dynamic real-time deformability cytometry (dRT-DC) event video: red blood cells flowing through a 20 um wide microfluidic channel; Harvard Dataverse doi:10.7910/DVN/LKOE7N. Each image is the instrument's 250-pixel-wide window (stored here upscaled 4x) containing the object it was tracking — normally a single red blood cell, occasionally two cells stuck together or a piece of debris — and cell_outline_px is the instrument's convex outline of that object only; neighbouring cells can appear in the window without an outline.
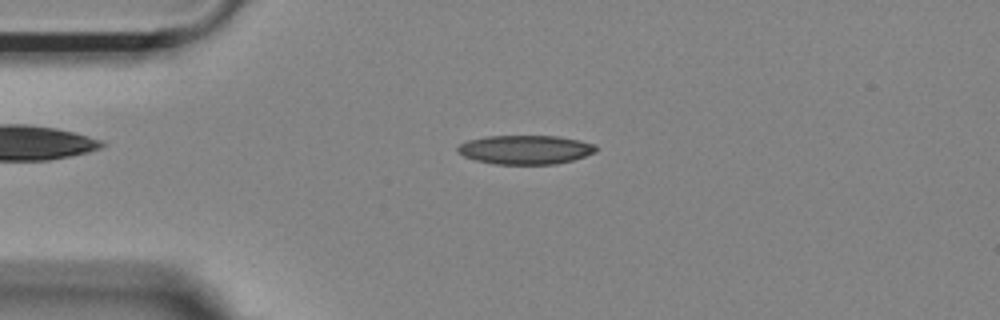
{"species": "Egyptian fruit bat (a non-hibernating species)", "species_latin": "Rousettus aegyptiacus", "temperature_condition": "room temperature", "stored_images_in_passage": 42, "camera_frame_rate_fps": 3000, "um_per_image_px": 0.085, "animal": {"sex": "female"}, "frame": {"image": 1, "passage_image": 1, "time_ms": 0.0, "image_size_px": [1000, 320], "cell_outline_px": [[596, 152], [572, 160], [556, 164], [496, 164], [476, 160], [464, 156], [456, 148], [460, 144], [468, 140], [488, 136], [556, 136], [580, 140], [596, 144]], "centroid_in_image_um": [44.68, 12.72], "position_along_channel_um": 40.3, "area_um2": 23.24}}
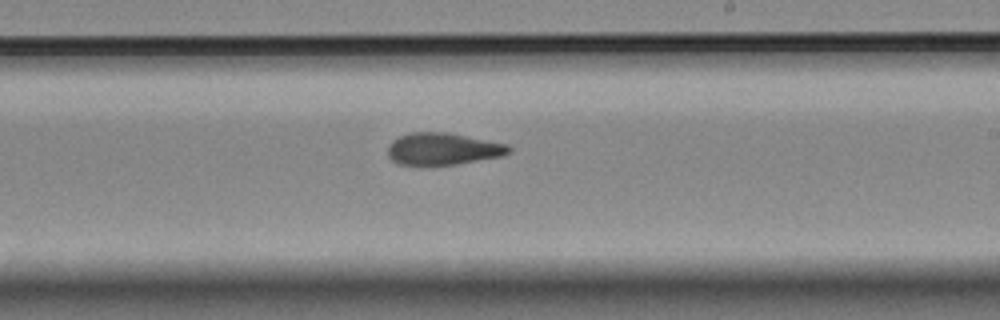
{"frame": {"image": 2, "passage_image": 20, "time_ms": 6.333, "image_size_px": [1000, 320], "cell_outline_px": [[512, 152], [504, 156], [456, 164], [400, 164], [392, 160], [388, 156], [388, 144], [392, 140], [400, 136], [412, 132], [448, 132], [508, 144], [512, 148]], "centroid_in_image_um": [37.69, 12.64], "position_along_channel_um": 251.3, "area_um2": 22.6}}
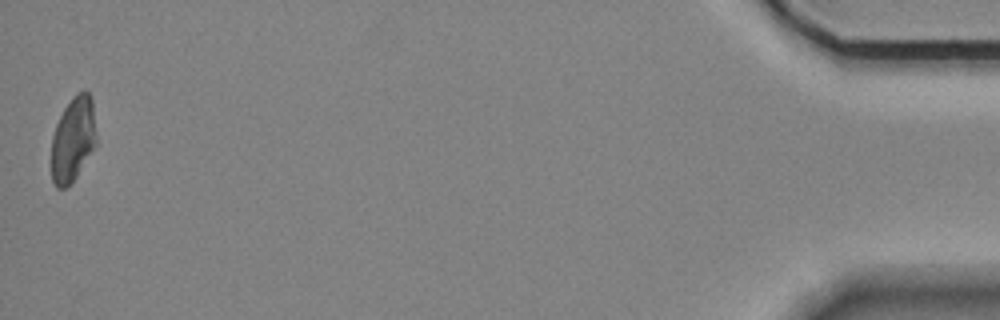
{"frame": {"image": 3, "passage_image": 42, "time_ms": 13.667, "image_size_px": [1000, 320], "cell_outline_px": [[96, 144], [72, 184], [64, 188], [56, 188], [52, 180], [52, 136], [56, 124], [64, 108], [72, 96], [76, 92], [84, 88], [92, 96], [96, 136]], "centroid_in_image_um": [6.21, 11.81], "position_along_channel_um": 429.0, "area_um2": 22.43}, "authors_computed_cell_mechanics": {"area_um2": 23.1778, "velocity_mm_per_s": 3.6924, "shape_relaxation_time_tau1_ms": 8.2899, "shape_relaxation_time_tau2_ms": 2.3864, "deformation_change_tau1": 0.1921, "deformation_change_tau2": 0.0867}}